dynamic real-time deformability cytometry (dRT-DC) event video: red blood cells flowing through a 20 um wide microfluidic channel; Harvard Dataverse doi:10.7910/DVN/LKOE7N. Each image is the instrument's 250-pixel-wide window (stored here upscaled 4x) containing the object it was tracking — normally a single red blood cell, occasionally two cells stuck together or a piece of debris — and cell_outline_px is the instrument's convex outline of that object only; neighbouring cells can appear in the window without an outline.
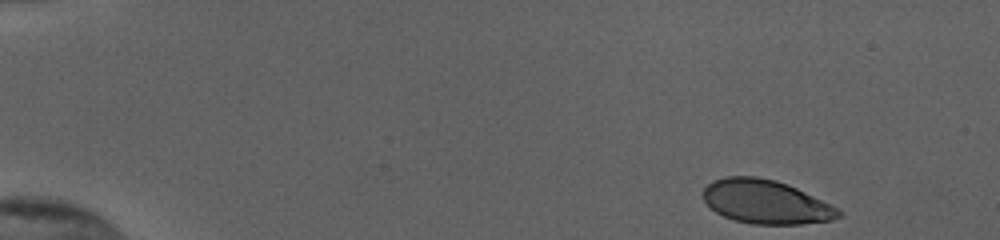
{"species": "human", "species_latin": "Homo sapiens", "temperature_condition": "cold", "stored_images_in_passage": 49, "camera_frame_rate_fps": 3000, "um_per_image_px": 0.085, "donor": {"sex": "female"}, "frame": {"image": 1, "passage_image": 1, "time_ms": 0.0, "image_size_px": [1000, 240], "cell_outline_px": [[844, 212], [840, 216], [832, 220], [800, 224], [752, 224], [736, 220], [724, 216], [716, 212], [704, 200], [704, 188], [712, 180], [724, 176], [756, 176], [776, 180], [788, 184], [840, 208]], "centroid_in_image_um": [65.13, 17.15], "position_along_channel_um": 19.9, "area_um2": 34.62}}
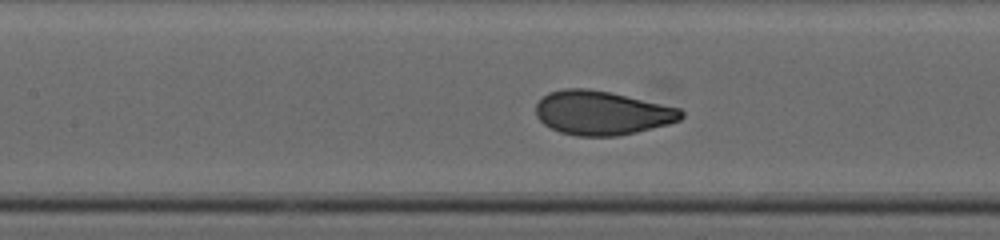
{"frame": {"image": 2, "passage_image": 22, "time_ms": 7.0, "image_size_px": [1000, 240], "cell_outline_px": [[684, 116], [680, 120], [668, 124], [636, 132], [616, 136], [576, 136], [560, 132], [544, 124], [536, 116], [536, 104], [548, 92], [564, 88], [588, 88], [608, 92], [680, 108], [684, 112]], "centroid_in_image_um": [51.15, 9.6], "position_along_channel_um": 156.3, "area_um2": 37.11}}
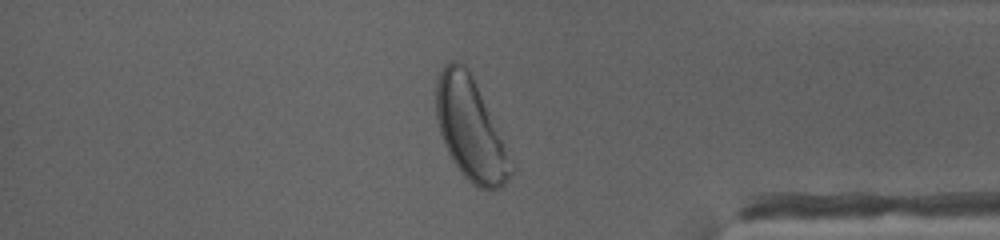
{"frame": {"image": 3, "passage_image": 42, "time_ms": 13.667, "image_size_px": [1000, 240], "cell_outline_px": [[516, 168], [512, 176], [500, 188], [492, 192], [476, 188], [460, 172], [452, 160], [444, 144], [440, 132], [436, 116], [436, 80], [444, 64], [452, 60], [456, 60], [464, 64], [468, 68], [472, 76]], "centroid_in_image_um": [40.0, 11.03], "position_along_channel_um": 395.2, "area_um2": 44.62}, "authors_computed_cell_mechanics": {"area_um2": 36.8186, "velocity_mm_per_s": 3.8337, "shape_relaxation_time_tau1_ms": 1.8902, "shape_relaxation_time_tau2_ms": null, "deformation_change_tau1": 0.1348, "deformation_change_tau2": null}}